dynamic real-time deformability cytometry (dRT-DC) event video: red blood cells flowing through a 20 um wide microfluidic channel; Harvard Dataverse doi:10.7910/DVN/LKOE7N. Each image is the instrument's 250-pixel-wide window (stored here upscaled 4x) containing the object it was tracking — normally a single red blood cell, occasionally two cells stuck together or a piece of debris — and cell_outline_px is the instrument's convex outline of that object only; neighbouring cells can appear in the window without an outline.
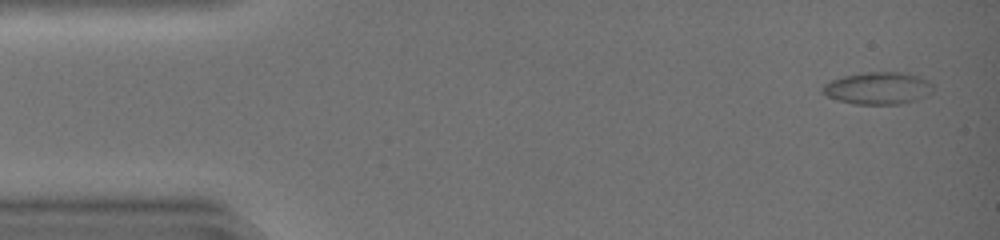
{"species": "common noctule bat (a hibernating species)", "species_latin": "Nyctalus noctula", "temperature_condition": "warm", "stored_images_in_passage": 32, "camera_frame_rate_fps": 3000, "um_per_image_px": 0.085, "animal": {"sex": "female", "body_mass_g": 19.0, "forearm_length_mm": 51.5}, "frame": {"image": 1, "passage_image": 1, "time_ms": 0.0, "image_size_px": [1000, 240], "cell_outline_px": [[932, 92], [916, 100], [900, 104], [856, 104], [836, 100], [820, 92], [820, 88], [824, 84], [832, 80], [844, 76], [860, 72], [900, 72], [920, 76], [928, 80], [932, 84]], "centroid_in_image_um": [74.6, 7.49], "position_along_channel_um": 10.4, "area_um2": 20.87}}
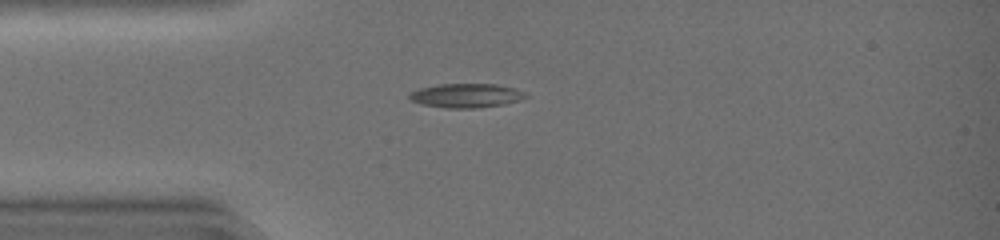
{"frame": {"image": 2, "passage_image": 11, "time_ms": 3.333, "image_size_px": [1000, 240], "cell_outline_px": [[528, 96], [524, 100], [504, 104], [476, 108], [444, 108], [420, 104], [412, 100], [408, 96], [408, 92], [420, 88], [440, 84], [496, 84], [516, 88], [528, 92]], "centroid_in_image_um": [39.68, 8.12], "position_along_channel_um": 45.3, "area_um2": 16.65}}
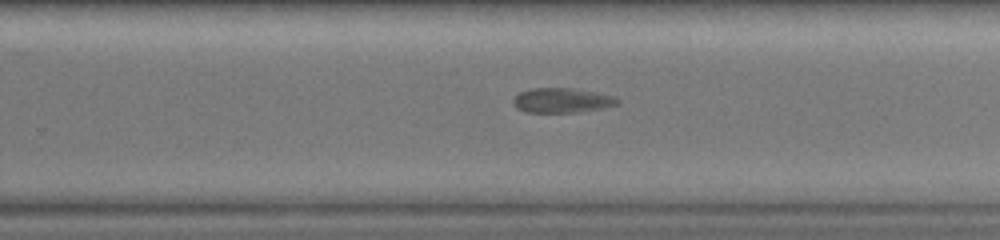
{"frame": {"image": 3, "passage_image": 29, "time_ms": 9.333, "image_size_px": [1000, 240], "cell_outline_px": [[620, 104], [600, 108], [576, 112], [524, 112], [516, 108], [512, 104], [512, 100], [520, 92], [532, 88], [572, 88], [596, 92], [612, 96], [620, 100]], "centroid_in_image_um": [47.73, 8.53], "position_along_channel_um": 282.1, "area_um2": 14.97}}